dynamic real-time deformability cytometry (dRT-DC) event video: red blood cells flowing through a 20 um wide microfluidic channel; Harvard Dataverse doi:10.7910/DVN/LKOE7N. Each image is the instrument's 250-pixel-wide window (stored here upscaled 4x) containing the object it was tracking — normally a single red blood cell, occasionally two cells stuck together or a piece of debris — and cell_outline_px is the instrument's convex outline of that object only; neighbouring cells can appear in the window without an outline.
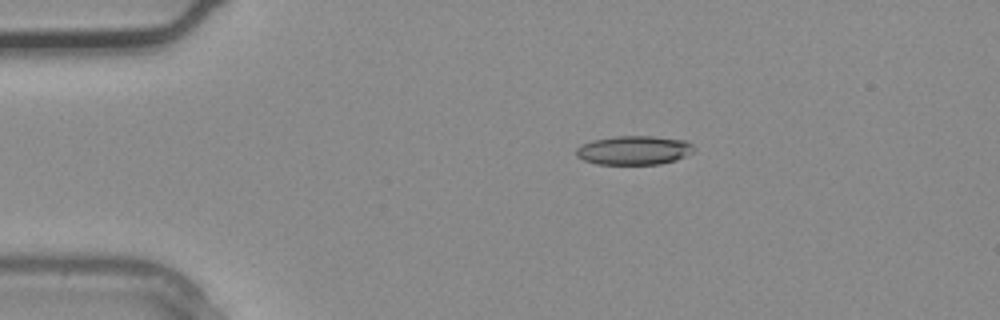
{"species": "common noctule bat (a hibernating species)", "species_latin": "Nyctalus noctula", "temperature_condition": "warm", "stored_images_in_passage": 2, "camera_frame_rate_fps": 3000, "um_per_image_px": 0.085, "animal": {"sex": "male", "body_mass_g": 20.4}, "frame": {"image": 1, "passage_image": 1, "time_ms": 0.0, "image_size_px": [1000, 320], "cell_outline_px": [[692, 152], [676, 160], [660, 164], [596, 164], [584, 160], [576, 156], [576, 148], [592, 140], [616, 136], [656, 136], [688, 140], [692, 144]], "centroid_in_image_um": [53.89, 12.76], "position_along_channel_um": 31.1, "area_um2": 19.88}}
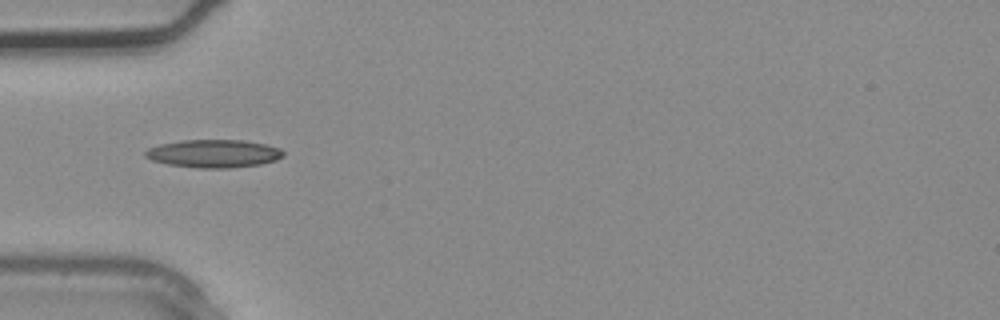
{"frame": {"image": 2, "passage_image": 2, "time_ms": 0.333, "image_size_px": [1000, 320], "cell_outline_px": [[284, 156], [276, 160], [260, 164], [232, 168], [200, 168], [168, 164], [152, 160], [144, 156], [144, 152], [148, 148], [160, 144], [180, 140], [244, 140], [264, 144], [280, 148], [284, 152]], "centroid_in_image_um": [18.17, 13.05], "position_along_channel_um": 66.8, "area_um2": 22.54}}